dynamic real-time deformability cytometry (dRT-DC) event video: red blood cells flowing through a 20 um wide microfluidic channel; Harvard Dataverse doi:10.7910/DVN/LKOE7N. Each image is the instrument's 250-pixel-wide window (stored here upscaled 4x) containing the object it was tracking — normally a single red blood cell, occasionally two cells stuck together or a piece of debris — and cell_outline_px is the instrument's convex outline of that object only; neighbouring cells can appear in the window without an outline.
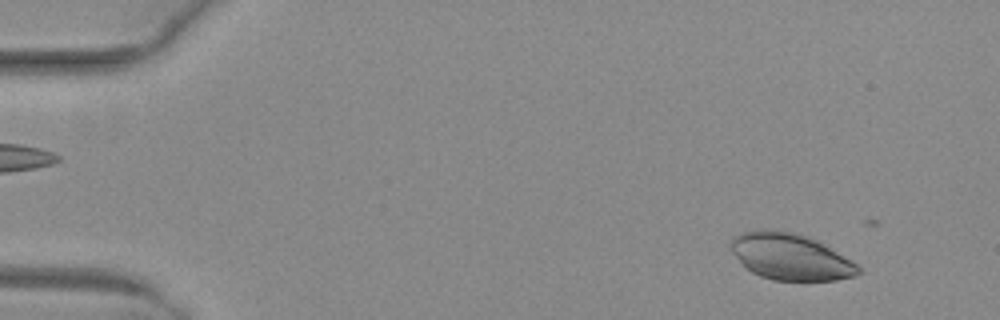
{"species": "common noctule bat (a hibernating species)", "species_latin": "Nyctalus noctula", "temperature_condition": "warm", "stored_images_in_passage": 11, "camera_frame_rate_fps": 3000, "um_per_image_px": 0.085, "animal": {"sex": "female", "body_mass_g": 29.2, "forearm_length_mm": 56.3}, "frame": {"image": 1, "passage_image": 5, "time_ms": 1.333, "image_size_px": [1000, 320], "cell_outline_px": [[860, 272], [856, 276], [836, 280], [772, 280], [760, 276], [752, 272], [732, 252], [732, 236], [744, 232], [760, 228], [768, 228], [796, 232], [808, 236], [816, 240], [852, 260], [860, 268]], "centroid_in_image_um": [67.2, 21.8], "position_along_channel_um": 17.8, "area_um2": 34.45}}